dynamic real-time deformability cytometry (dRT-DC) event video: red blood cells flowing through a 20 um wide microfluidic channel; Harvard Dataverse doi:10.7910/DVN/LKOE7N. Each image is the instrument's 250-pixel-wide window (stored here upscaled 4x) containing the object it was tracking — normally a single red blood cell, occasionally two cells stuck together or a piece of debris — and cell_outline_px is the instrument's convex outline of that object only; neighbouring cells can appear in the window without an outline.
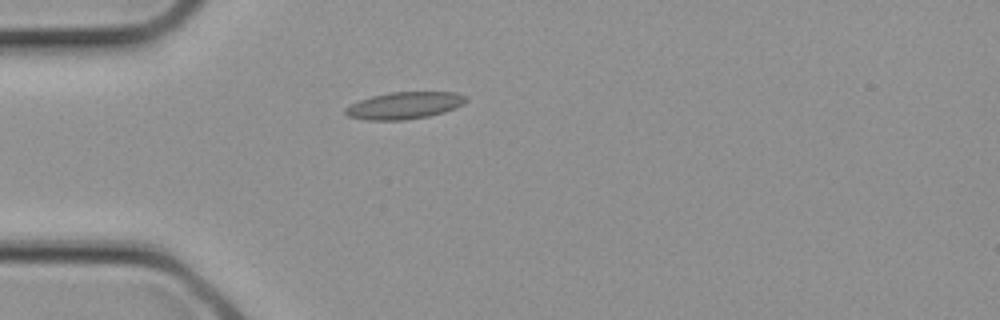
{"species": "common noctule bat (a hibernating species)", "species_latin": "Nyctalus noctula", "temperature_condition": "cold", "stored_images_in_passage": 1, "camera_frame_rate_fps": 3000, "um_per_image_px": 0.085, "animal": {"sex": "female", "body_mass_g": 21.9}, "frame": {"image": 1, "passage_image": 1, "time_ms": 0.0, "image_size_px": [1000, 320], "cell_outline_px": [[468, 100], [464, 104], [456, 108], [444, 112], [428, 116], [404, 120], [364, 120], [348, 116], [344, 112], [344, 108], [360, 100], [372, 96], [392, 92], [456, 92], [468, 96]], "centroid_in_image_um": [34.41, 8.96], "position_along_channel_um": 50.6, "area_um2": 19.07}}